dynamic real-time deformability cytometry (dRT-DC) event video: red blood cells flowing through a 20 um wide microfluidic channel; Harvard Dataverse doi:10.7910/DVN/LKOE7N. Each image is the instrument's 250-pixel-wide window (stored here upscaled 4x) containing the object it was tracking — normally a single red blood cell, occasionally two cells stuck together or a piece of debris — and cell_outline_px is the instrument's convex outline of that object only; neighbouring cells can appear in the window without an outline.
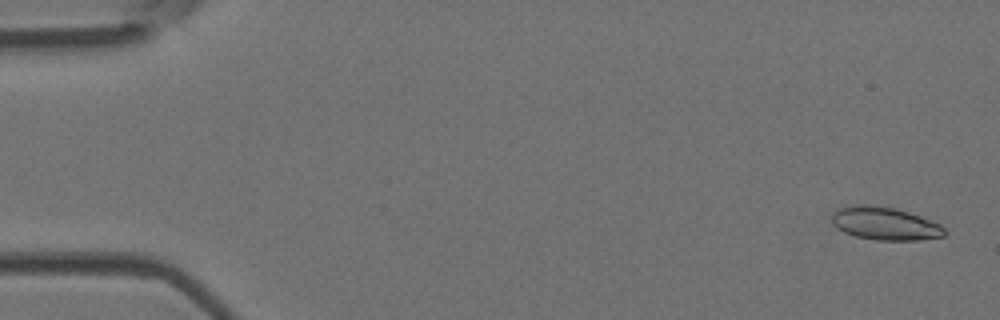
{"species": "Egyptian fruit bat (a non-hibernating species)", "species_latin": "Rousettus aegyptiacus", "temperature_condition": "room temperature", "stored_images_in_passage": 5, "camera_frame_rate_fps": 3000, "um_per_image_px": 0.085, "animal": {"sex": "female"}, "frame": {"image": 1, "passage_image": 1, "time_ms": 0.0, "image_size_px": [1000, 320], "cell_outline_px": [[944, 236], [916, 240], [876, 240], [856, 236], [844, 232], [832, 224], [832, 216], [840, 208], [852, 204], [876, 204], [896, 208], [920, 216], [940, 224], [944, 228]], "centroid_in_image_um": [75.2, 18.98], "position_along_channel_um": 9.8, "area_um2": 21.62}}